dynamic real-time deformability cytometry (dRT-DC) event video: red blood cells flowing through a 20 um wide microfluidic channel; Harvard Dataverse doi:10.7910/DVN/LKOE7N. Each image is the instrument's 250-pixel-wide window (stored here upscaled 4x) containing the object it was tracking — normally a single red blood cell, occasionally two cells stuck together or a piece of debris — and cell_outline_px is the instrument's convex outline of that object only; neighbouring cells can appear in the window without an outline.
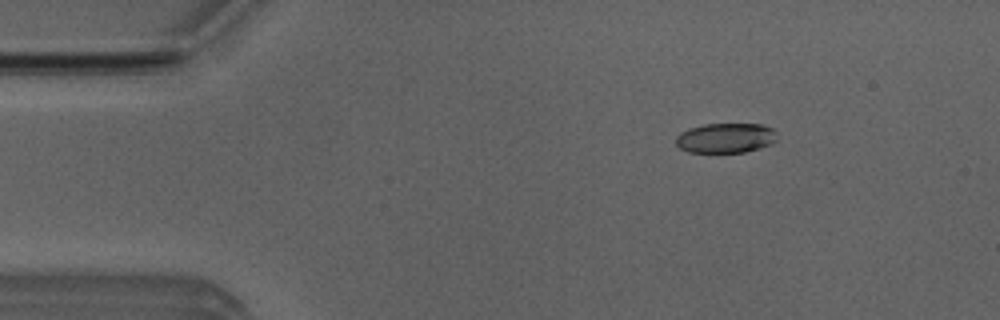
{"species": "Egyptian fruit bat (a non-hibernating species)", "species_latin": "Rousettus aegyptiacus", "temperature_condition": "room temperature", "stored_images_in_passage": 52, "camera_frame_rate_fps": 3000, "um_per_image_px": 0.085, "animal": {"sex": "male"}, "frame": {"image": 1, "passage_image": 8, "time_ms": 2.333, "image_size_px": [1000, 320], "cell_outline_px": [[776, 140], [772, 144], [760, 148], [744, 152], [688, 152], [680, 148], [676, 144], [676, 136], [680, 132], [688, 128], [704, 124], [760, 124], [772, 128], [776, 132]], "centroid_in_image_um": [61.67, 11.72], "position_along_channel_um": 23.3, "area_um2": 17.69}}
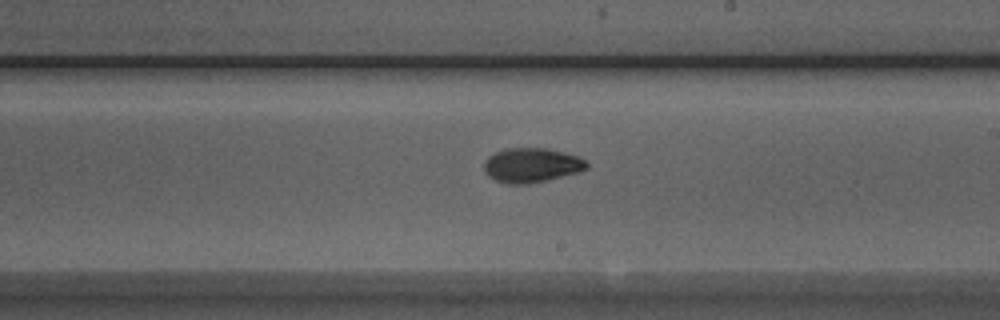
{"frame": {"image": 2, "passage_image": 30, "time_ms": 9.667, "image_size_px": [1000, 320], "cell_outline_px": [[588, 168], [580, 172], [528, 184], [508, 184], [496, 180], [488, 176], [484, 172], [484, 160], [488, 156], [496, 152], [508, 148], [544, 148], [580, 156], [588, 164]], "centroid_in_image_um": [45.17, 14.04], "position_along_channel_um": 243.8, "area_um2": 20.63}}
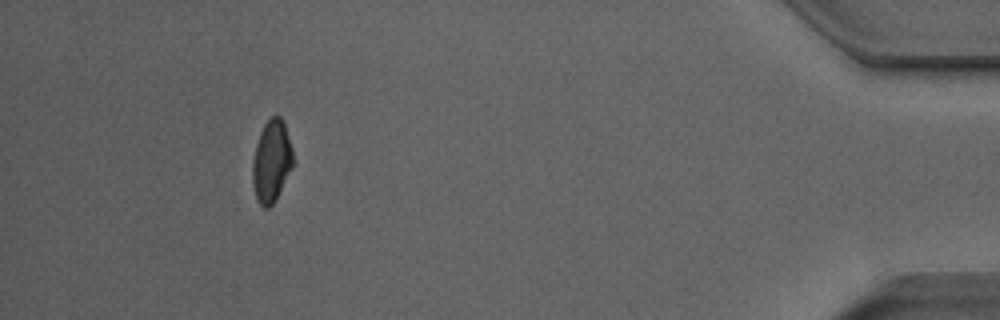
{"frame": {"image": 3, "passage_image": 48, "time_ms": 15.667, "image_size_px": [1000, 320], "cell_outline_px": [[292, 168], [276, 200], [268, 208], [264, 208], [256, 200], [252, 184], [252, 160], [256, 144], [260, 132], [264, 124], [272, 116], [280, 116], [284, 124], [292, 148]], "centroid_in_image_um": [23.05, 13.74], "position_along_channel_um": 412.1, "area_um2": 19.36}, "authors_computed_cell_mechanics": {"area_um2": 19.5075, "velocity_mm_per_s": 3.9369, "shape_relaxation_time_tau1_ms": 4.5236, "shape_relaxation_time_tau2_ms": 4.6153, "deformation_change_tau1": 0.1558, "deformation_change_tau2": 0.0832}}